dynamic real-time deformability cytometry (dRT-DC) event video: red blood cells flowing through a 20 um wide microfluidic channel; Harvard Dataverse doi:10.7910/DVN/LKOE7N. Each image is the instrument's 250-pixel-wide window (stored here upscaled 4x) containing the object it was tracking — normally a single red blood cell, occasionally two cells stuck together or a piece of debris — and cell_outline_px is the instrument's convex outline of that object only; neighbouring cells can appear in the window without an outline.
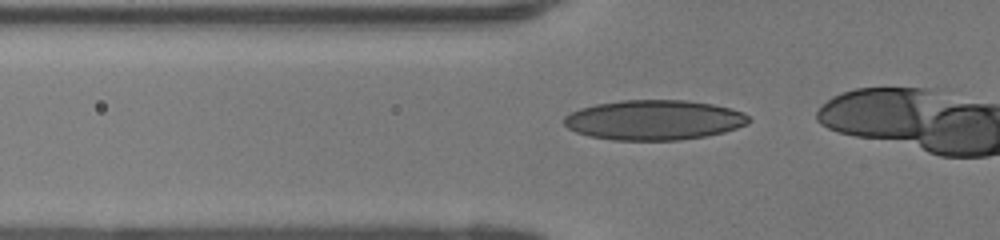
{"species": "human", "species_latin": "Homo sapiens", "temperature_condition": "room temperature", "stored_images_in_passage": 21, "camera_frame_rate_fps": 3000, "um_per_image_px": 0.085, "donor": {"sex": "female"}, "frame": {"image": 1, "passage_image": 15, "time_ms": 4.667, "image_size_px": [1000, 240], "cell_outline_px": [[752, 120], [748, 124], [724, 132], [704, 136], [680, 140], [612, 140], [588, 136], [576, 132], [568, 128], [564, 124], [564, 116], [580, 108], [596, 104], [620, 100], [688, 100], [712, 104], [732, 108], [744, 112]], "centroid_in_image_um": [55.61, 10.2], "position_along_channel_um": 70.2, "area_um2": 43.23}}
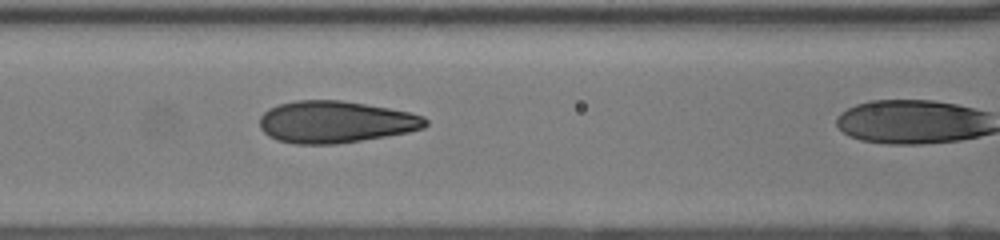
{"frame": {"image": 2, "passage_image": 20, "time_ms": 6.333, "image_size_px": [1000, 240], "cell_outline_px": [[428, 124], [424, 128], [408, 132], [336, 144], [296, 144], [276, 140], [268, 136], [260, 128], [260, 116], [268, 108], [280, 104], [296, 100], [340, 100], [412, 112], [424, 116], [428, 120]], "centroid_in_image_um": [28.51, 10.36], "position_along_channel_um": 138.1, "area_um2": 40.52}}